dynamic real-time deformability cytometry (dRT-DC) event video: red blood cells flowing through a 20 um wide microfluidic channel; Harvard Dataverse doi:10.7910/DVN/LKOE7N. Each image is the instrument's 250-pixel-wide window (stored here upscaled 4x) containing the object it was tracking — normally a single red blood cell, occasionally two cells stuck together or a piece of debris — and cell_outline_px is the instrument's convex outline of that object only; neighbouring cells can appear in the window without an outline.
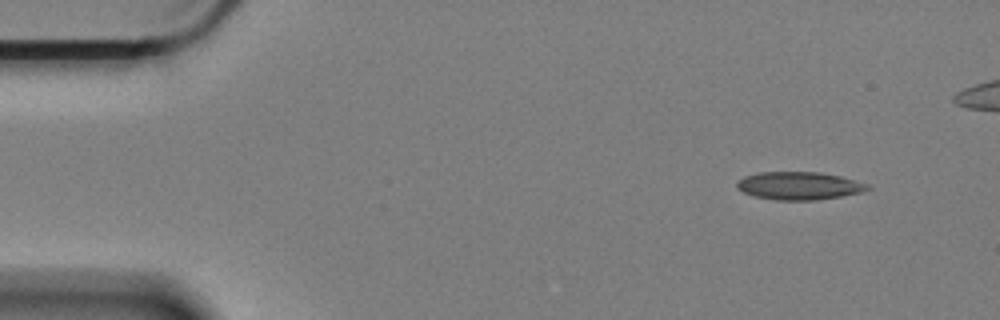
{"species": "Egyptian fruit bat (a non-hibernating species)", "species_latin": "Rousettus aegyptiacus", "temperature_condition": "cold", "stored_images_in_passage": 51, "camera_frame_rate_fps": 3000, "um_per_image_px": 0.085, "animal": {"sex": "female"}, "frame": {"image": 1, "passage_image": 1, "time_ms": 0.0, "image_size_px": [1000, 320], "cell_outline_px": [[872, 188], [860, 192], [840, 196], [816, 200], [776, 200], [752, 196], [736, 188], [736, 180], [744, 176], [760, 172], [820, 172], [840, 176], [868, 184]], "centroid_in_image_um": [67.87, 15.79], "position_along_channel_um": 17.1, "area_um2": 21.27}}
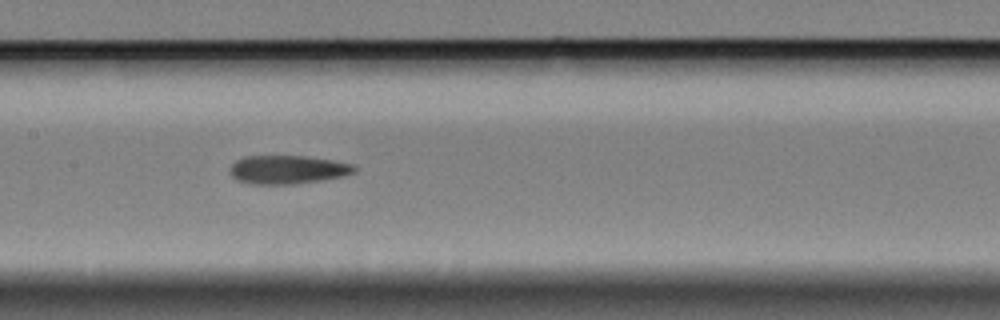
{"frame": {"image": 2, "passage_image": 24, "time_ms": 7.667, "image_size_px": [1000, 320], "cell_outline_px": [[356, 172], [344, 176], [296, 184], [252, 184], [236, 180], [232, 176], [232, 164], [236, 160], [244, 156], [304, 156], [332, 160], [352, 164], [356, 168]], "centroid_in_image_um": [24.46, 14.42], "position_along_channel_um": 182.9, "area_um2": 20.58}}
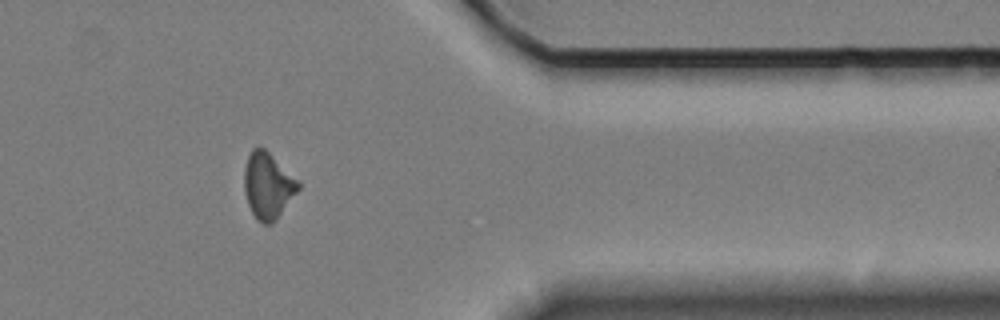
{"frame": {"image": 3, "passage_image": 44, "time_ms": 14.333, "image_size_px": [1000, 320], "cell_outline_px": [[300, 188], [276, 220], [272, 224], [264, 224], [256, 220], [248, 204], [244, 192], [244, 168], [248, 156], [252, 148], [264, 148], [300, 180]], "centroid_in_image_um": [22.78, 15.79], "position_along_channel_um": 388.6, "area_um2": 20.98}, "authors_computed_cell_mechanics": {"area_um2": 20.7502, "velocity_mm_per_s": 3.3538, "shape_relaxation_time_tau1_ms": null, "shape_relaxation_time_tau2_ms": 2.7319, "deformation_change_tau1": null, "deformation_change_tau2": 0.1118}}